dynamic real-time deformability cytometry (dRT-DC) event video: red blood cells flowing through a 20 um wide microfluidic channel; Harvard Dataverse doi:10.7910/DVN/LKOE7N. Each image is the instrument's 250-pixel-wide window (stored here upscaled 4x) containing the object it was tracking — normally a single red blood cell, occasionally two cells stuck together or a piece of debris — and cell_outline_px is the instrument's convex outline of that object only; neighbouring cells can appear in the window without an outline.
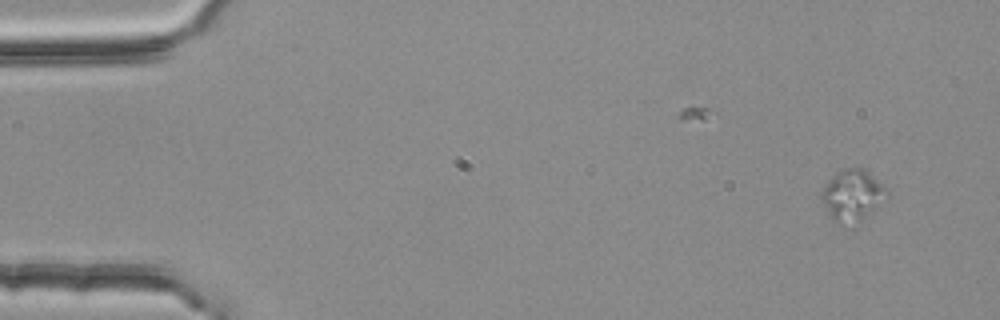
{"species": "common noctule bat (a hibernating species)", "species_latin": "Nyctalus noctula", "temperature_condition": "room temperature", "stored_images_in_passage": 4, "camera_frame_rate_fps": 3000, "um_per_image_px": 0.085, "animal": {"sex": "female", "body_mass_g": 25.1}, "frame": {"image": 1, "passage_image": 1, "time_ms": 0.0, "image_size_px": [1000, 320], "cell_outline_px": [[888, 200], [852, 228], [840, 224], [828, 212], [820, 200], [820, 192], [832, 176], [836, 172], [844, 168], [864, 168], [884, 184], [888, 192]], "centroid_in_image_um": [72.5, 16.63], "position_along_channel_um": 12.5, "area_um2": 20.11}}
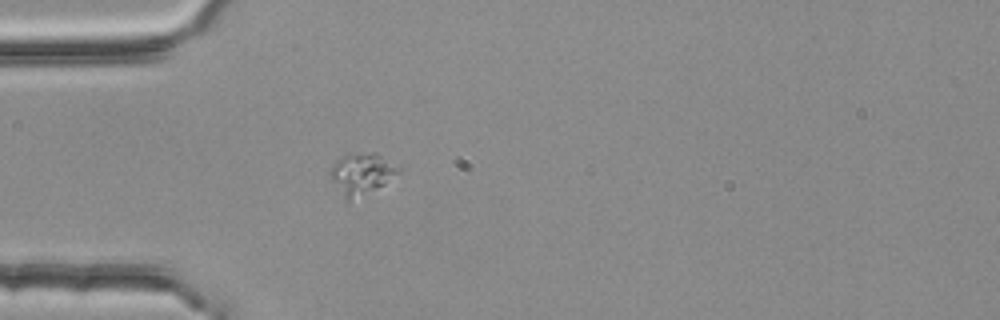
{"frame": {"image": 2, "passage_image": 4, "time_ms": 1.0, "image_size_px": [1000, 320], "cell_outline_px": [[400, 172], [384, 184], [348, 200], [344, 196], [332, 180], [332, 164], [336, 160], [344, 156], [372, 152], [380, 156], [396, 168]], "centroid_in_image_um": [30.71, 14.75], "position_along_channel_um": 54.3, "area_um2": 15.03}}